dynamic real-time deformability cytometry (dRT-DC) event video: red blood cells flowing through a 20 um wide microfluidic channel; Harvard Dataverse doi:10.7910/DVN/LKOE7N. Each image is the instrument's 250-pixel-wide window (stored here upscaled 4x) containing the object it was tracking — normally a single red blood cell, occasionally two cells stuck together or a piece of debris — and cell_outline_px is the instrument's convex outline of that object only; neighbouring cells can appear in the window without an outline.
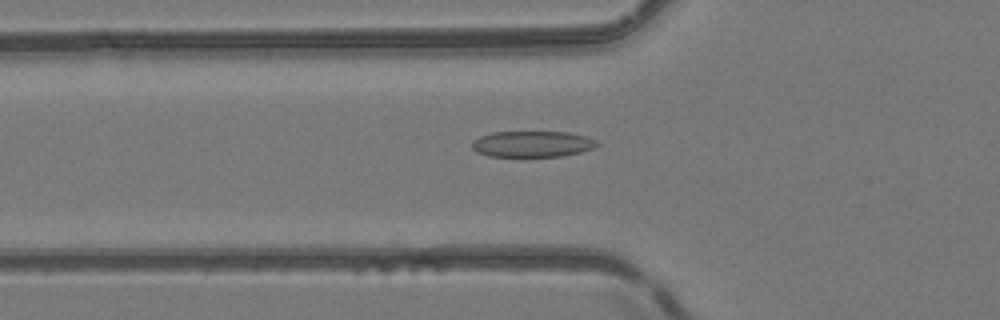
{"species": "common noctule bat (a hibernating species)", "species_latin": "Nyctalus noctula", "temperature_condition": "room temperature", "stored_images_in_passage": 50, "camera_frame_rate_fps": 3000, "um_per_image_px": 0.085, "animal": {"sex": "female", "body_mass_g": 24.6, "forearm_length_mm": 56.2}, "frame": {"image": 1, "passage_image": 18, "time_ms": 5.667, "image_size_px": [1000, 320], "cell_outline_px": [[600, 144], [592, 148], [580, 152], [560, 156], [488, 156], [476, 152], [472, 148], [472, 140], [480, 136], [492, 132], [568, 132], [584, 136], [596, 140]], "centroid_in_image_um": [45.21, 12.24], "position_along_channel_um": 80.6, "area_um2": 18.9}}
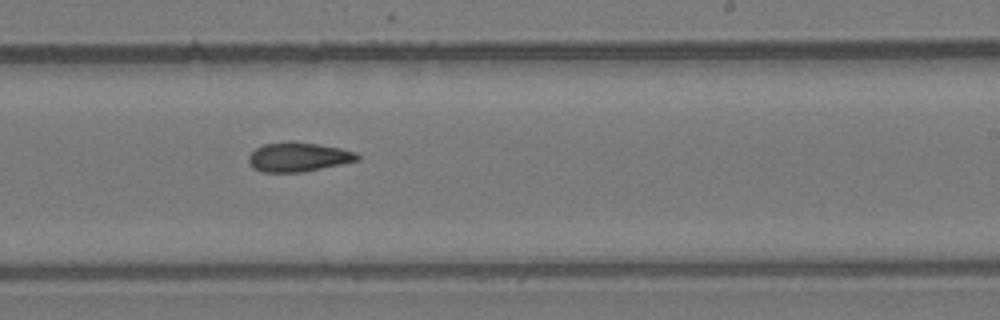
{"frame": {"image": 2, "passage_image": 31, "time_ms": 10.0, "image_size_px": [1000, 320], "cell_outline_px": [[360, 160], [300, 172], [264, 172], [252, 168], [248, 160], [248, 156], [256, 148], [264, 144], [288, 140], [292, 140], [320, 144], [340, 148], [356, 152], [360, 156]], "centroid_in_image_um": [25.34, 13.32], "position_along_channel_um": 263.7, "area_um2": 18.67}}
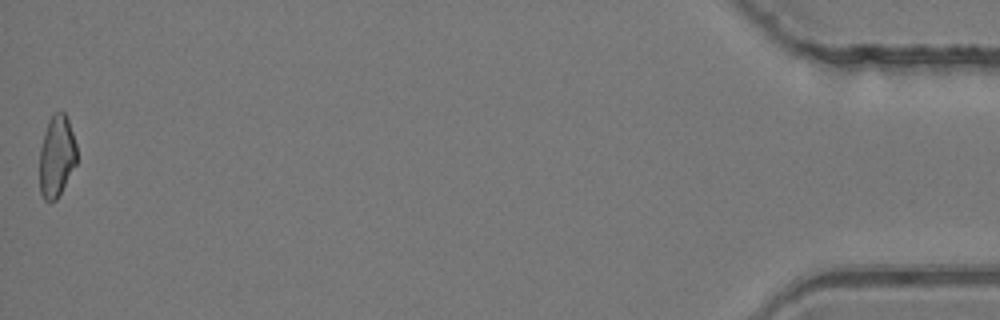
{"frame": {"image": 3, "passage_image": 50, "time_ms": 16.333, "image_size_px": [1000, 320], "cell_outline_px": [[76, 164], [56, 200], [44, 200], [40, 192], [40, 148], [44, 132], [48, 120], [56, 112], [64, 112], [68, 120], [76, 144]], "centroid_in_image_um": [4.8, 13.27], "position_along_channel_um": 430.4, "area_um2": 17.46}, "authors_computed_cell_mechanics": {"area_um2": 18.6983, "velocity_mm_per_s": 4.2097, "shape_relaxation_time_tau1_ms": 6.3011, "shape_relaxation_time_tau2_ms": 5.0187, "deformation_change_tau1": 0.1407, "deformation_change_tau2": 0.1374}}